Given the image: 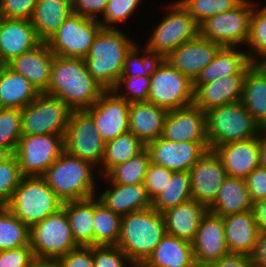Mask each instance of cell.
<instances>
[{
	"mask_svg": "<svg viewBox=\"0 0 266 267\" xmlns=\"http://www.w3.org/2000/svg\"><path fill=\"white\" fill-rule=\"evenodd\" d=\"M105 91L88 72L84 59L54 56L44 94L59 98L73 111L87 110Z\"/></svg>",
	"mask_w": 266,
	"mask_h": 267,
	"instance_id": "obj_1",
	"label": "cell"
},
{
	"mask_svg": "<svg viewBox=\"0 0 266 267\" xmlns=\"http://www.w3.org/2000/svg\"><path fill=\"white\" fill-rule=\"evenodd\" d=\"M122 28H101L84 61L91 76L105 90H111L123 73L125 57L137 43Z\"/></svg>",
	"mask_w": 266,
	"mask_h": 267,
	"instance_id": "obj_2",
	"label": "cell"
},
{
	"mask_svg": "<svg viewBox=\"0 0 266 267\" xmlns=\"http://www.w3.org/2000/svg\"><path fill=\"white\" fill-rule=\"evenodd\" d=\"M96 171L98 169L92 163L64 151L42 177L57 197L65 203L96 196L99 192L97 190H100L96 188L99 186L95 177L99 173Z\"/></svg>",
	"mask_w": 266,
	"mask_h": 267,
	"instance_id": "obj_3",
	"label": "cell"
},
{
	"mask_svg": "<svg viewBox=\"0 0 266 267\" xmlns=\"http://www.w3.org/2000/svg\"><path fill=\"white\" fill-rule=\"evenodd\" d=\"M165 234L163 214L151 207L121 217L117 246L134 263H144Z\"/></svg>",
	"mask_w": 266,
	"mask_h": 267,
	"instance_id": "obj_4",
	"label": "cell"
},
{
	"mask_svg": "<svg viewBox=\"0 0 266 267\" xmlns=\"http://www.w3.org/2000/svg\"><path fill=\"white\" fill-rule=\"evenodd\" d=\"M62 206L63 202L42 176H24L6 207L31 228L47 216L57 213Z\"/></svg>",
	"mask_w": 266,
	"mask_h": 267,
	"instance_id": "obj_5",
	"label": "cell"
},
{
	"mask_svg": "<svg viewBox=\"0 0 266 267\" xmlns=\"http://www.w3.org/2000/svg\"><path fill=\"white\" fill-rule=\"evenodd\" d=\"M206 125L210 150L226 143L257 137L262 132L241 101L207 111Z\"/></svg>",
	"mask_w": 266,
	"mask_h": 267,
	"instance_id": "obj_6",
	"label": "cell"
},
{
	"mask_svg": "<svg viewBox=\"0 0 266 267\" xmlns=\"http://www.w3.org/2000/svg\"><path fill=\"white\" fill-rule=\"evenodd\" d=\"M165 16L153 28L151 35L143 45L151 54L164 59L182 43L199 35V25L177 0L165 5Z\"/></svg>",
	"mask_w": 266,
	"mask_h": 267,
	"instance_id": "obj_7",
	"label": "cell"
},
{
	"mask_svg": "<svg viewBox=\"0 0 266 267\" xmlns=\"http://www.w3.org/2000/svg\"><path fill=\"white\" fill-rule=\"evenodd\" d=\"M147 102L167 111L190 106L194 104L193 81L165 58L158 59L151 70Z\"/></svg>",
	"mask_w": 266,
	"mask_h": 267,
	"instance_id": "obj_8",
	"label": "cell"
},
{
	"mask_svg": "<svg viewBox=\"0 0 266 267\" xmlns=\"http://www.w3.org/2000/svg\"><path fill=\"white\" fill-rule=\"evenodd\" d=\"M30 246L36 261L46 262H54L78 247L63 208L30 228Z\"/></svg>",
	"mask_w": 266,
	"mask_h": 267,
	"instance_id": "obj_9",
	"label": "cell"
},
{
	"mask_svg": "<svg viewBox=\"0 0 266 267\" xmlns=\"http://www.w3.org/2000/svg\"><path fill=\"white\" fill-rule=\"evenodd\" d=\"M254 4L253 0H243L234 9L209 17L199 25V35L221 47H240L242 44L243 48L249 39Z\"/></svg>",
	"mask_w": 266,
	"mask_h": 267,
	"instance_id": "obj_10",
	"label": "cell"
},
{
	"mask_svg": "<svg viewBox=\"0 0 266 267\" xmlns=\"http://www.w3.org/2000/svg\"><path fill=\"white\" fill-rule=\"evenodd\" d=\"M71 111L59 98L39 94L21 110L22 136L54 134L65 137Z\"/></svg>",
	"mask_w": 266,
	"mask_h": 267,
	"instance_id": "obj_11",
	"label": "cell"
},
{
	"mask_svg": "<svg viewBox=\"0 0 266 267\" xmlns=\"http://www.w3.org/2000/svg\"><path fill=\"white\" fill-rule=\"evenodd\" d=\"M64 144L69 155L86 160L97 168L101 166L106 142L86 110L71 111Z\"/></svg>",
	"mask_w": 266,
	"mask_h": 267,
	"instance_id": "obj_12",
	"label": "cell"
},
{
	"mask_svg": "<svg viewBox=\"0 0 266 267\" xmlns=\"http://www.w3.org/2000/svg\"><path fill=\"white\" fill-rule=\"evenodd\" d=\"M101 28L98 20L72 13L46 43L55 56L85 59Z\"/></svg>",
	"mask_w": 266,
	"mask_h": 267,
	"instance_id": "obj_13",
	"label": "cell"
},
{
	"mask_svg": "<svg viewBox=\"0 0 266 267\" xmlns=\"http://www.w3.org/2000/svg\"><path fill=\"white\" fill-rule=\"evenodd\" d=\"M64 151L63 135H27L20 138L14 155L23 176L37 177L43 176Z\"/></svg>",
	"mask_w": 266,
	"mask_h": 267,
	"instance_id": "obj_14",
	"label": "cell"
},
{
	"mask_svg": "<svg viewBox=\"0 0 266 267\" xmlns=\"http://www.w3.org/2000/svg\"><path fill=\"white\" fill-rule=\"evenodd\" d=\"M151 162L173 172L189 171L210 149L208 142H175L163 137L146 145Z\"/></svg>",
	"mask_w": 266,
	"mask_h": 267,
	"instance_id": "obj_15",
	"label": "cell"
},
{
	"mask_svg": "<svg viewBox=\"0 0 266 267\" xmlns=\"http://www.w3.org/2000/svg\"><path fill=\"white\" fill-rule=\"evenodd\" d=\"M130 103L106 90L86 111L93 117L98 132L105 142L129 131Z\"/></svg>",
	"mask_w": 266,
	"mask_h": 267,
	"instance_id": "obj_16",
	"label": "cell"
},
{
	"mask_svg": "<svg viewBox=\"0 0 266 267\" xmlns=\"http://www.w3.org/2000/svg\"><path fill=\"white\" fill-rule=\"evenodd\" d=\"M191 199L209 207L228 177L220 157L208 150L189 170Z\"/></svg>",
	"mask_w": 266,
	"mask_h": 267,
	"instance_id": "obj_17",
	"label": "cell"
},
{
	"mask_svg": "<svg viewBox=\"0 0 266 267\" xmlns=\"http://www.w3.org/2000/svg\"><path fill=\"white\" fill-rule=\"evenodd\" d=\"M161 137L175 142H208L206 113L195 104L169 110Z\"/></svg>",
	"mask_w": 266,
	"mask_h": 267,
	"instance_id": "obj_18",
	"label": "cell"
},
{
	"mask_svg": "<svg viewBox=\"0 0 266 267\" xmlns=\"http://www.w3.org/2000/svg\"><path fill=\"white\" fill-rule=\"evenodd\" d=\"M191 243L196 264L205 266L228 255L223 217L208 211Z\"/></svg>",
	"mask_w": 266,
	"mask_h": 267,
	"instance_id": "obj_19",
	"label": "cell"
},
{
	"mask_svg": "<svg viewBox=\"0 0 266 267\" xmlns=\"http://www.w3.org/2000/svg\"><path fill=\"white\" fill-rule=\"evenodd\" d=\"M220 47L218 43L198 35L196 38L175 48L165 59L181 74L194 81L200 72L213 60Z\"/></svg>",
	"mask_w": 266,
	"mask_h": 267,
	"instance_id": "obj_20",
	"label": "cell"
},
{
	"mask_svg": "<svg viewBox=\"0 0 266 267\" xmlns=\"http://www.w3.org/2000/svg\"><path fill=\"white\" fill-rule=\"evenodd\" d=\"M41 42L31 20L1 17L0 65H7L14 58L33 49Z\"/></svg>",
	"mask_w": 266,
	"mask_h": 267,
	"instance_id": "obj_21",
	"label": "cell"
},
{
	"mask_svg": "<svg viewBox=\"0 0 266 267\" xmlns=\"http://www.w3.org/2000/svg\"><path fill=\"white\" fill-rule=\"evenodd\" d=\"M214 151L229 177L245 179L260 166V134L248 140L217 146Z\"/></svg>",
	"mask_w": 266,
	"mask_h": 267,
	"instance_id": "obj_22",
	"label": "cell"
},
{
	"mask_svg": "<svg viewBox=\"0 0 266 267\" xmlns=\"http://www.w3.org/2000/svg\"><path fill=\"white\" fill-rule=\"evenodd\" d=\"M54 54L46 42L10 61L7 66L25 77L41 93H45L50 83Z\"/></svg>",
	"mask_w": 266,
	"mask_h": 267,
	"instance_id": "obj_23",
	"label": "cell"
},
{
	"mask_svg": "<svg viewBox=\"0 0 266 267\" xmlns=\"http://www.w3.org/2000/svg\"><path fill=\"white\" fill-rule=\"evenodd\" d=\"M100 178L105 179L104 185L109 186H105L104 191L96 193V197L113 212L123 216L152 207L144 184L123 185L111 182L106 176Z\"/></svg>",
	"mask_w": 266,
	"mask_h": 267,
	"instance_id": "obj_24",
	"label": "cell"
},
{
	"mask_svg": "<svg viewBox=\"0 0 266 267\" xmlns=\"http://www.w3.org/2000/svg\"><path fill=\"white\" fill-rule=\"evenodd\" d=\"M253 65L247 50L238 47H220L213 60L200 72L193 81L194 91L203 84H207L231 75H246Z\"/></svg>",
	"mask_w": 266,
	"mask_h": 267,
	"instance_id": "obj_25",
	"label": "cell"
},
{
	"mask_svg": "<svg viewBox=\"0 0 266 267\" xmlns=\"http://www.w3.org/2000/svg\"><path fill=\"white\" fill-rule=\"evenodd\" d=\"M245 75H231L200 85L194 91V104L205 113L212 108L241 101Z\"/></svg>",
	"mask_w": 266,
	"mask_h": 267,
	"instance_id": "obj_26",
	"label": "cell"
},
{
	"mask_svg": "<svg viewBox=\"0 0 266 267\" xmlns=\"http://www.w3.org/2000/svg\"><path fill=\"white\" fill-rule=\"evenodd\" d=\"M223 221L229 253L250 256L260 233L252 209L224 216Z\"/></svg>",
	"mask_w": 266,
	"mask_h": 267,
	"instance_id": "obj_27",
	"label": "cell"
},
{
	"mask_svg": "<svg viewBox=\"0 0 266 267\" xmlns=\"http://www.w3.org/2000/svg\"><path fill=\"white\" fill-rule=\"evenodd\" d=\"M208 211L206 205L192 199L166 210L162 213L166 234L192 242Z\"/></svg>",
	"mask_w": 266,
	"mask_h": 267,
	"instance_id": "obj_28",
	"label": "cell"
},
{
	"mask_svg": "<svg viewBox=\"0 0 266 267\" xmlns=\"http://www.w3.org/2000/svg\"><path fill=\"white\" fill-rule=\"evenodd\" d=\"M167 112L149 102H132L129 107V131L146 146L162 135Z\"/></svg>",
	"mask_w": 266,
	"mask_h": 267,
	"instance_id": "obj_29",
	"label": "cell"
},
{
	"mask_svg": "<svg viewBox=\"0 0 266 267\" xmlns=\"http://www.w3.org/2000/svg\"><path fill=\"white\" fill-rule=\"evenodd\" d=\"M40 93L21 74L7 65H0V108L22 110Z\"/></svg>",
	"mask_w": 266,
	"mask_h": 267,
	"instance_id": "obj_30",
	"label": "cell"
},
{
	"mask_svg": "<svg viewBox=\"0 0 266 267\" xmlns=\"http://www.w3.org/2000/svg\"><path fill=\"white\" fill-rule=\"evenodd\" d=\"M72 13V0H38L30 20L38 38L47 42Z\"/></svg>",
	"mask_w": 266,
	"mask_h": 267,
	"instance_id": "obj_31",
	"label": "cell"
},
{
	"mask_svg": "<svg viewBox=\"0 0 266 267\" xmlns=\"http://www.w3.org/2000/svg\"><path fill=\"white\" fill-rule=\"evenodd\" d=\"M144 263L148 267H192L195 264L192 243L165 234Z\"/></svg>",
	"mask_w": 266,
	"mask_h": 267,
	"instance_id": "obj_32",
	"label": "cell"
},
{
	"mask_svg": "<svg viewBox=\"0 0 266 267\" xmlns=\"http://www.w3.org/2000/svg\"><path fill=\"white\" fill-rule=\"evenodd\" d=\"M252 205L245 179L228 176L208 210L216 216L224 217L251 210Z\"/></svg>",
	"mask_w": 266,
	"mask_h": 267,
	"instance_id": "obj_33",
	"label": "cell"
},
{
	"mask_svg": "<svg viewBox=\"0 0 266 267\" xmlns=\"http://www.w3.org/2000/svg\"><path fill=\"white\" fill-rule=\"evenodd\" d=\"M71 233L78 246H94V197L63 203Z\"/></svg>",
	"mask_w": 266,
	"mask_h": 267,
	"instance_id": "obj_34",
	"label": "cell"
},
{
	"mask_svg": "<svg viewBox=\"0 0 266 267\" xmlns=\"http://www.w3.org/2000/svg\"><path fill=\"white\" fill-rule=\"evenodd\" d=\"M241 102L260 128L266 130V77L254 64L245 75Z\"/></svg>",
	"mask_w": 266,
	"mask_h": 267,
	"instance_id": "obj_35",
	"label": "cell"
},
{
	"mask_svg": "<svg viewBox=\"0 0 266 267\" xmlns=\"http://www.w3.org/2000/svg\"><path fill=\"white\" fill-rule=\"evenodd\" d=\"M145 147L130 131L106 142L104 156L101 166L98 168V173L100 172V176H105L113 167L127 162Z\"/></svg>",
	"mask_w": 266,
	"mask_h": 267,
	"instance_id": "obj_36",
	"label": "cell"
},
{
	"mask_svg": "<svg viewBox=\"0 0 266 267\" xmlns=\"http://www.w3.org/2000/svg\"><path fill=\"white\" fill-rule=\"evenodd\" d=\"M121 215L106 207L94 196V245H117L120 237Z\"/></svg>",
	"mask_w": 266,
	"mask_h": 267,
	"instance_id": "obj_37",
	"label": "cell"
},
{
	"mask_svg": "<svg viewBox=\"0 0 266 267\" xmlns=\"http://www.w3.org/2000/svg\"><path fill=\"white\" fill-rule=\"evenodd\" d=\"M191 200L189 171L173 172L163 191L152 201V207L160 213Z\"/></svg>",
	"mask_w": 266,
	"mask_h": 267,
	"instance_id": "obj_38",
	"label": "cell"
},
{
	"mask_svg": "<svg viewBox=\"0 0 266 267\" xmlns=\"http://www.w3.org/2000/svg\"><path fill=\"white\" fill-rule=\"evenodd\" d=\"M30 246V228L7 207H0V251Z\"/></svg>",
	"mask_w": 266,
	"mask_h": 267,
	"instance_id": "obj_39",
	"label": "cell"
},
{
	"mask_svg": "<svg viewBox=\"0 0 266 267\" xmlns=\"http://www.w3.org/2000/svg\"><path fill=\"white\" fill-rule=\"evenodd\" d=\"M151 156L145 147L127 162L113 167L105 176L113 183L123 185L144 184Z\"/></svg>",
	"mask_w": 266,
	"mask_h": 267,
	"instance_id": "obj_40",
	"label": "cell"
},
{
	"mask_svg": "<svg viewBox=\"0 0 266 267\" xmlns=\"http://www.w3.org/2000/svg\"><path fill=\"white\" fill-rule=\"evenodd\" d=\"M257 2L251 14L250 35L246 47L250 61L266 56V5L258 7ZM258 7V8H257Z\"/></svg>",
	"mask_w": 266,
	"mask_h": 267,
	"instance_id": "obj_41",
	"label": "cell"
},
{
	"mask_svg": "<svg viewBox=\"0 0 266 267\" xmlns=\"http://www.w3.org/2000/svg\"><path fill=\"white\" fill-rule=\"evenodd\" d=\"M200 25L209 17L237 7L243 0H177Z\"/></svg>",
	"mask_w": 266,
	"mask_h": 267,
	"instance_id": "obj_42",
	"label": "cell"
},
{
	"mask_svg": "<svg viewBox=\"0 0 266 267\" xmlns=\"http://www.w3.org/2000/svg\"><path fill=\"white\" fill-rule=\"evenodd\" d=\"M21 137V110L0 108V146L14 154Z\"/></svg>",
	"mask_w": 266,
	"mask_h": 267,
	"instance_id": "obj_43",
	"label": "cell"
},
{
	"mask_svg": "<svg viewBox=\"0 0 266 267\" xmlns=\"http://www.w3.org/2000/svg\"><path fill=\"white\" fill-rule=\"evenodd\" d=\"M158 59L145 47L141 48L137 42L125 57L123 73L120 77L150 76L151 70Z\"/></svg>",
	"mask_w": 266,
	"mask_h": 267,
	"instance_id": "obj_44",
	"label": "cell"
},
{
	"mask_svg": "<svg viewBox=\"0 0 266 267\" xmlns=\"http://www.w3.org/2000/svg\"><path fill=\"white\" fill-rule=\"evenodd\" d=\"M142 0H109L102 18L99 20L102 28L118 29V24H127L138 8ZM138 7V8H137ZM137 9V10H136Z\"/></svg>",
	"mask_w": 266,
	"mask_h": 267,
	"instance_id": "obj_45",
	"label": "cell"
},
{
	"mask_svg": "<svg viewBox=\"0 0 266 267\" xmlns=\"http://www.w3.org/2000/svg\"><path fill=\"white\" fill-rule=\"evenodd\" d=\"M150 87V76L119 77L111 89L118 97L127 102H147Z\"/></svg>",
	"mask_w": 266,
	"mask_h": 267,
	"instance_id": "obj_46",
	"label": "cell"
},
{
	"mask_svg": "<svg viewBox=\"0 0 266 267\" xmlns=\"http://www.w3.org/2000/svg\"><path fill=\"white\" fill-rule=\"evenodd\" d=\"M23 177L14 154L0 164V207L7 206Z\"/></svg>",
	"mask_w": 266,
	"mask_h": 267,
	"instance_id": "obj_47",
	"label": "cell"
},
{
	"mask_svg": "<svg viewBox=\"0 0 266 267\" xmlns=\"http://www.w3.org/2000/svg\"><path fill=\"white\" fill-rule=\"evenodd\" d=\"M91 250L94 267H132L134 264L117 245H94Z\"/></svg>",
	"mask_w": 266,
	"mask_h": 267,
	"instance_id": "obj_48",
	"label": "cell"
},
{
	"mask_svg": "<svg viewBox=\"0 0 266 267\" xmlns=\"http://www.w3.org/2000/svg\"><path fill=\"white\" fill-rule=\"evenodd\" d=\"M173 171L163 166L150 163L144 180L149 198L153 201L170 181Z\"/></svg>",
	"mask_w": 266,
	"mask_h": 267,
	"instance_id": "obj_49",
	"label": "cell"
},
{
	"mask_svg": "<svg viewBox=\"0 0 266 267\" xmlns=\"http://www.w3.org/2000/svg\"><path fill=\"white\" fill-rule=\"evenodd\" d=\"M38 0H0V15L3 18H32Z\"/></svg>",
	"mask_w": 266,
	"mask_h": 267,
	"instance_id": "obj_50",
	"label": "cell"
},
{
	"mask_svg": "<svg viewBox=\"0 0 266 267\" xmlns=\"http://www.w3.org/2000/svg\"><path fill=\"white\" fill-rule=\"evenodd\" d=\"M35 263L31 246L0 251V267H32Z\"/></svg>",
	"mask_w": 266,
	"mask_h": 267,
	"instance_id": "obj_51",
	"label": "cell"
},
{
	"mask_svg": "<svg viewBox=\"0 0 266 267\" xmlns=\"http://www.w3.org/2000/svg\"><path fill=\"white\" fill-rule=\"evenodd\" d=\"M57 267H94L91 246H78L54 261Z\"/></svg>",
	"mask_w": 266,
	"mask_h": 267,
	"instance_id": "obj_52",
	"label": "cell"
},
{
	"mask_svg": "<svg viewBox=\"0 0 266 267\" xmlns=\"http://www.w3.org/2000/svg\"><path fill=\"white\" fill-rule=\"evenodd\" d=\"M245 182L252 203L266 199V168L259 166L246 178Z\"/></svg>",
	"mask_w": 266,
	"mask_h": 267,
	"instance_id": "obj_53",
	"label": "cell"
},
{
	"mask_svg": "<svg viewBox=\"0 0 266 267\" xmlns=\"http://www.w3.org/2000/svg\"><path fill=\"white\" fill-rule=\"evenodd\" d=\"M109 0H72V12L83 17L100 20Z\"/></svg>",
	"mask_w": 266,
	"mask_h": 267,
	"instance_id": "obj_54",
	"label": "cell"
},
{
	"mask_svg": "<svg viewBox=\"0 0 266 267\" xmlns=\"http://www.w3.org/2000/svg\"><path fill=\"white\" fill-rule=\"evenodd\" d=\"M205 267H254L251 257L245 254L229 253L216 262L205 265Z\"/></svg>",
	"mask_w": 266,
	"mask_h": 267,
	"instance_id": "obj_55",
	"label": "cell"
},
{
	"mask_svg": "<svg viewBox=\"0 0 266 267\" xmlns=\"http://www.w3.org/2000/svg\"><path fill=\"white\" fill-rule=\"evenodd\" d=\"M254 267H266V232H260L254 248L250 255Z\"/></svg>",
	"mask_w": 266,
	"mask_h": 267,
	"instance_id": "obj_56",
	"label": "cell"
},
{
	"mask_svg": "<svg viewBox=\"0 0 266 267\" xmlns=\"http://www.w3.org/2000/svg\"><path fill=\"white\" fill-rule=\"evenodd\" d=\"M252 211L259 232H266V199L253 203Z\"/></svg>",
	"mask_w": 266,
	"mask_h": 267,
	"instance_id": "obj_57",
	"label": "cell"
},
{
	"mask_svg": "<svg viewBox=\"0 0 266 267\" xmlns=\"http://www.w3.org/2000/svg\"><path fill=\"white\" fill-rule=\"evenodd\" d=\"M260 166L266 168V130L260 133Z\"/></svg>",
	"mask_w": 266,
	"mask_h": 267,
	"instance_id": "obj_58",
	"label": "cell"
},
{
	"mask_svg": "<svg viewBox=\"0 0 266 267\" xmlns=\"http://www.w3.org/2000/svg\"><path fill=\"white\" fill-rule=\"evenodd\" d=\"M253 64L262 72V74L266 77V56H263L256 61L253 62Z\"/></svg>",
	"mask_w": 266,
	"mask_h": 267,
	"instance_id": "obj_59",
	"label": "cell"
},
{
	"mask_svg": "<svg viewBox=\"0 0 266 267\" xmlns=\"http://www.w3.org/2000/svg\"><path fill=\"white\" fill-rule=\"evenodd\" d=\"M11 155L12 153L10 151L0 146V164L7 160Z\"/></svg>",
	"mask_w": 266,
	"mask_h": 267,
	"instance_id": "obj_60",
	"label": "cell"
},
{
	"mask_svg": "<svg viewBox=\"0 0 266 267\" xmlns=\"http://www.w3.org/2000/svg\"><path fill=\"white\" fill-rule=\"evenodd\" d=\"M32 267H57L54 262L36 261Z\"/></svg>",
	"mask_w": 266,
	"mask_h": 267,
	"instance_id": "obj_61",
	"label": "cell"
},
{
	"mask_svg": "<svg viewBox=\"0 0 266 267\" xmlns=\"http://www.w3.org/2000/svg\"><path fill=\"white\" fill-rule=\"evenodd\" d=\"M132 267H148L145 263H134Z\"/></svg>",
	"mask_w": 266,
	"mask_h": 267,
	"instance_id": "obj_62",
	"label": "cell"
},
{
	"mask_svg": "<svg viewBox=\"0 0 266 267\" xmlns=\"http://www.w3.org/2000/svg\"><path fill=\"white\" fill-rule=\"evenodd\" d=\"M192 267H205L204 265H200V264H194Z\"/></svg>",
	"mask_w": 266,
	"mask_h": 267,
	"instance_id": "obj_63",
	"label": "cell"
}]
</instances>
